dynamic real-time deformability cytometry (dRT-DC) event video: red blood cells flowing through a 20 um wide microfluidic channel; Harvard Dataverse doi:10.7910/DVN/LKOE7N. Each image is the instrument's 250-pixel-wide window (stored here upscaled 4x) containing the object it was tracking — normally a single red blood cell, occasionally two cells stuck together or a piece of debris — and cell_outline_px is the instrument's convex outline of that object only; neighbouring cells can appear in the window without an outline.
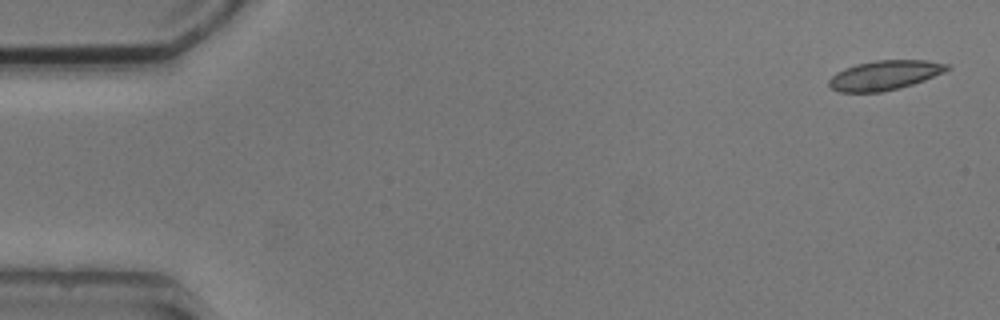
{"species": "common noctule bat (a hibernating species)", "species_latin": "Nyctalus noctula", "temperature_condition": "cold", "stored_images_in_passage": 5, "camera_frame_rate_fps": 3000, "um_per_image_px": 0.085, "animal": {"sex": "male", "body_mass_g": 20.5, "forearm_length_mm": 52.5}, "frame": {"image": 1, "passage_image": 1, "time_ms": 0.0, "image_size_px": [1000, 320], "cell_outline_px": [[952, 68], [944, 72], [924, 80], [900, 88], [884, 92], [840, 92], [832, 88], [828, 84], [828, 80], [836, 72], [844, 68], [856, 64], [876, 60], [928, 60], [948, 64]], "centroid_in_image_um": [75.2, 6.39], "position_along_channel_um": 9.8, "area_um2": 20.4}}
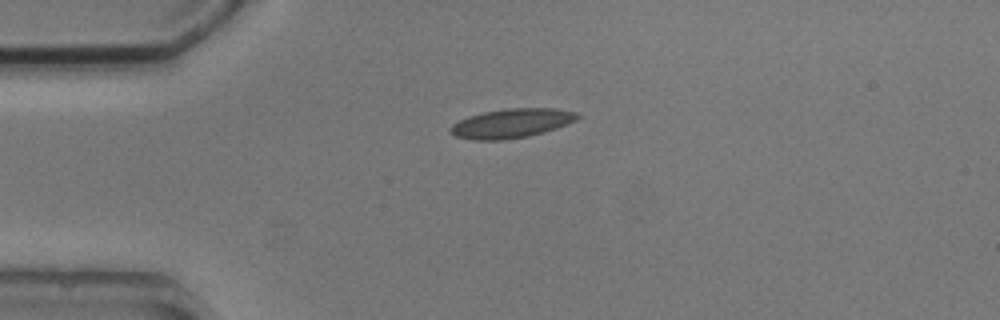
{"frame": {"image": 2, "passage_image": 4, "time_ms": 3.667, "image_size_px": [1000, 320], "cell_outline_px": [[580, 116], [576, 120], [568, 124], [544, 132], [528, 136], [504, 140], [472, 140], [456, 136], [448, 132], [448, 128], [452, 124], [468, 116], [484, 112], [504, 108], [556, 108], [576, 112]], "centroid_in_image_um": [43.46, 10.48], "position_along_channel_um": 41.5, "area_um2": 21.79}}